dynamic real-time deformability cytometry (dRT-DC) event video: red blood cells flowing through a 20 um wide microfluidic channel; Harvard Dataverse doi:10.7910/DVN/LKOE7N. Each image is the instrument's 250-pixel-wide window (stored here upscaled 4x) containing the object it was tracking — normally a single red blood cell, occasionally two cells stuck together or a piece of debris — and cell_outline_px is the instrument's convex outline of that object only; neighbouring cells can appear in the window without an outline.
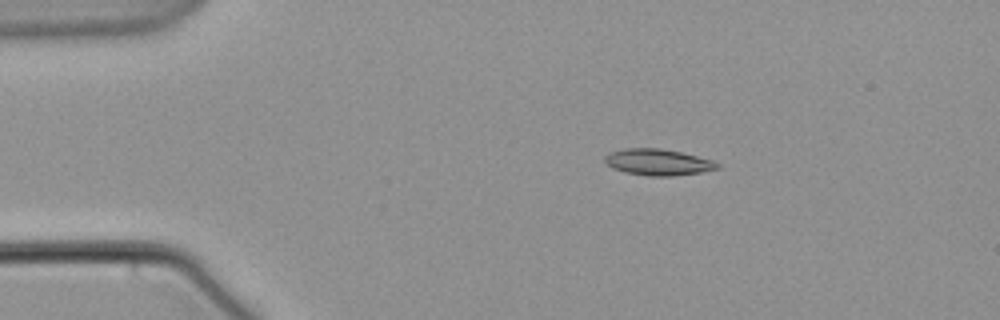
{"species": "common noctule bat (a hibernating species)", "species_latin": "Nyctalus noctula", "temperature_condition": "warm", "stored_images_in_passage": 4, "camera_frame_rate_fps": 3000, "um_per_image_px": 0.085, "animal": {"sex": "male", "body_mass_g": 21.5, "forearm_length_mm": 52.0}, "frame": {"image": 1, "passage_image": 2, "time_ms": 1.333, "image_size_px": [1000, 320], "cell_outline_px": [[720, 168], [700, 172], [672, 176], [648, 176], [624, 172], [612, 168], [604, 160], [604, 156], [608, 152], [624, 148], [660, 148], [680, 152], [712, 160], [720, 164]], "centroid_in_image_um": [55.89, 13.78], "position_along_channel_um": 29.1, "area_um2": 17.28}}